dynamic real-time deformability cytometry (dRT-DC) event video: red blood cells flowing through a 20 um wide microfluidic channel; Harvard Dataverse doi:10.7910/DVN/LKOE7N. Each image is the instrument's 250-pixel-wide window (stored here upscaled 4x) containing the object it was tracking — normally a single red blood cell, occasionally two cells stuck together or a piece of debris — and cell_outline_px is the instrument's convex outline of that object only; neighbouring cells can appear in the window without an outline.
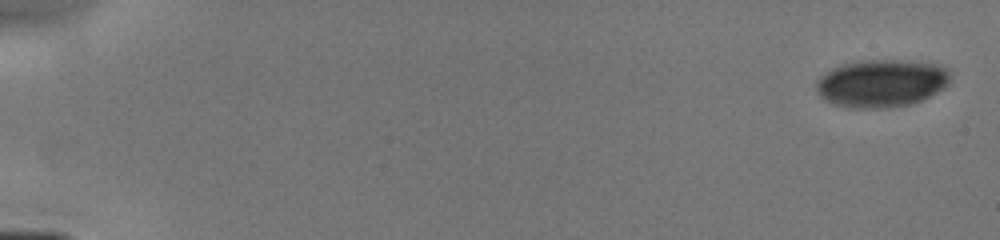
{"species": "human", "species_latin": "Homo sapiens", "temperature_condition": "cold", "stored_images_in_passage": 49, "camera_frame_rate_fps": 3000, "um_per_image_px": 0.085, "donor": {"sex": "male"}, "frame": {"image": 1, "passage_image": 1, "time_ms": 0.0, "image_size_px": [1000, 240], "cell_outline_px": [[948, 84], [944, 88], [912, 104], [888, 108], [848, 108], [832, 104], [824, 100], [816, 92], [816, 84], [820, 76], [832, 68], [844, 64], [864, 60], [900, 60], [940, 64], [948, 72]], "centroid_in_image_um": [74.88, 7.09], "position_along_channel_um": 10.1, "area_um2": 37.28}}
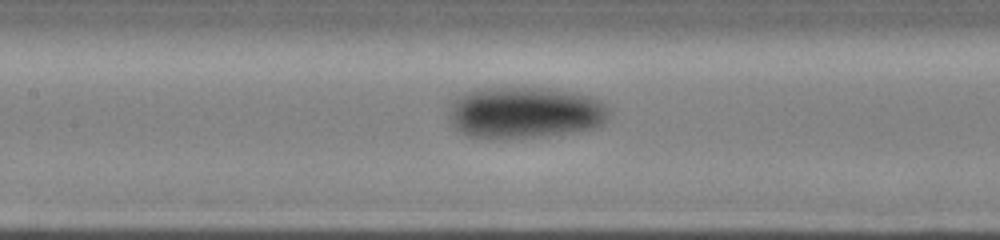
{"frame": {"image": 2, "passage_image": 29, "time_ms": 7.667, "image_size_px": [1000, 240], "cell_outline_px": [[612, 116], [600, 128], [576, 132], [544, 136], [468, 136], [460, 132], [452, 124], [448, 116], [448, 104], [452, 100], [468, 92], [484, 88], [544, 88], [576, 92], [592, 96], [608, 104], [612, 112]], "centroid_in_image_um": [44.73, 9.55], "position_along_channel_um": 162.7, "area_um2": 48.44}}
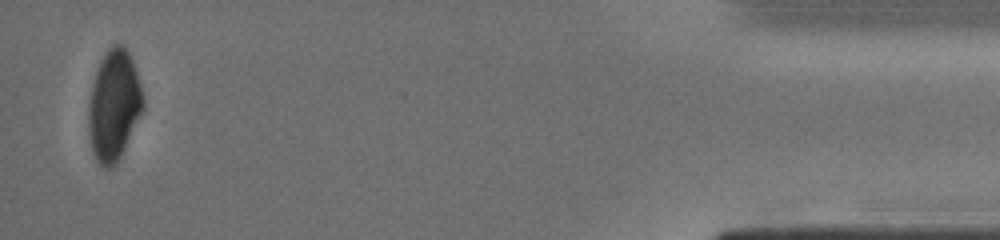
{"frame": {"image": 3, "passage_image": 49, "time_ms": 15.333, "image_size_px": [1000, 240], "cell_outline_px": [[144, 108], [116, 164], [112, 168], [104, 168], [96, 160], [92, 152], [88, 132], [88, 104], [92, 84], [100, 60], [108, 48], [112, 44], [124, 44], [132, 60], [140, 84], [144, 100]], "centroid_in_image_um": [9.66, 8.95], "position_along_channel_um": 425.5, "area_um2": 35.14}}